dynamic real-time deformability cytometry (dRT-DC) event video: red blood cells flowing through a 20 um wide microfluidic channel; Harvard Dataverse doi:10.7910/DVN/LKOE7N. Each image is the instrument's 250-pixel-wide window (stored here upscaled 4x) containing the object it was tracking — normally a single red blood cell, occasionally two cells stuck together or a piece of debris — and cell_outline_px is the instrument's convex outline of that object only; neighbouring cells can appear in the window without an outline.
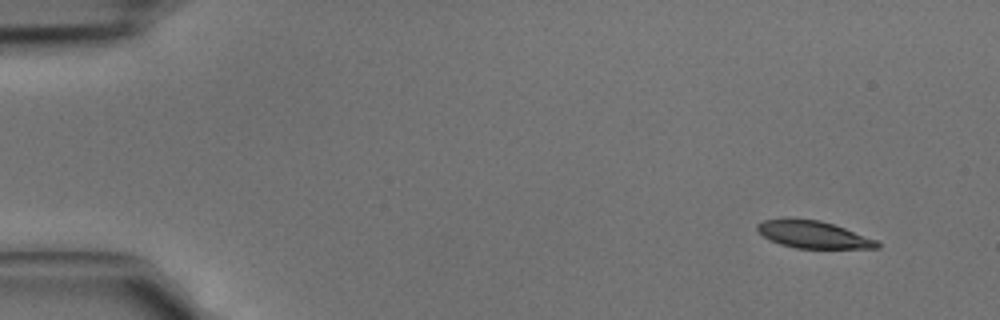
{"species": "common noctule bat (a hibernating species)", "species_latin": "Nyctalus noctula", "temperature_condition": "cold", "stored_images_in_passage": 3, "camera_frame_rate_fps": 3000, "um_per_image_px": 0.085, "animal": {"sex": "male", "body_mass_g": 15.6}, "frame": {"image": 1, "passage_image": 1, "time_ms": 0.0, "image_size_px": [1000, 320], "cell_outline_px": [[880, 248], [796, 248], [780, 244], [764, 236], [756, 228], [756, 224], [764, 220], [788, 216], [820, 220], [844, 228], [876, 240], [880, 244]], "centroid_in_image_um": [69.07, 19.9], "position_along_channel_um": 15.9, "area_um2": 19.13}}